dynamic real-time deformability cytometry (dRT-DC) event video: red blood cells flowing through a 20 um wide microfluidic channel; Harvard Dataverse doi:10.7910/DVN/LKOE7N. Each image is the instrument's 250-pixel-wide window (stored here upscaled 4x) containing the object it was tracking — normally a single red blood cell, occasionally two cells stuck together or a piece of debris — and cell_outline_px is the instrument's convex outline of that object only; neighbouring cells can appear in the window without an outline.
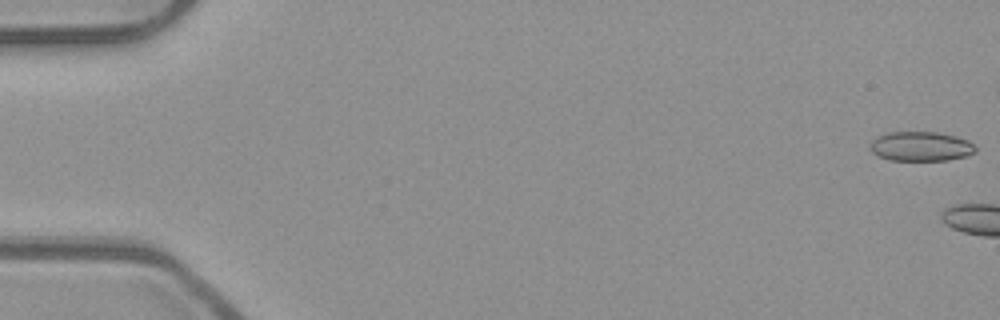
{"species": "common noctule bat (a hibernating species)", "species_latin": "Nyctalus noctula", "temperature_condition": "room temperature", "stored_images_in_passage": 4, "camera_frame_rate_fps": 3000, "um_per_image_px": 0.085, "animal": {"sex": "male", "body_mass_g": 23.1, "forearm_length_mm": 52.7}, "frame": {"image": 1, "passage_image": 1, "time_ms": 0.0, "image_size_px": [1000, 320], "cell_outline_px": [[976, 152], [964, 156], [948, 160], [888, 160], [876, 156], [868, 148], [872, 140], [888, 132], [936, 132], [956, 136], [968, 140], [976, 148]], "centroid_in_image_um": [78.24, 12.44], "position_along_channel_um": 6.8, "area_um2": 18.15}}